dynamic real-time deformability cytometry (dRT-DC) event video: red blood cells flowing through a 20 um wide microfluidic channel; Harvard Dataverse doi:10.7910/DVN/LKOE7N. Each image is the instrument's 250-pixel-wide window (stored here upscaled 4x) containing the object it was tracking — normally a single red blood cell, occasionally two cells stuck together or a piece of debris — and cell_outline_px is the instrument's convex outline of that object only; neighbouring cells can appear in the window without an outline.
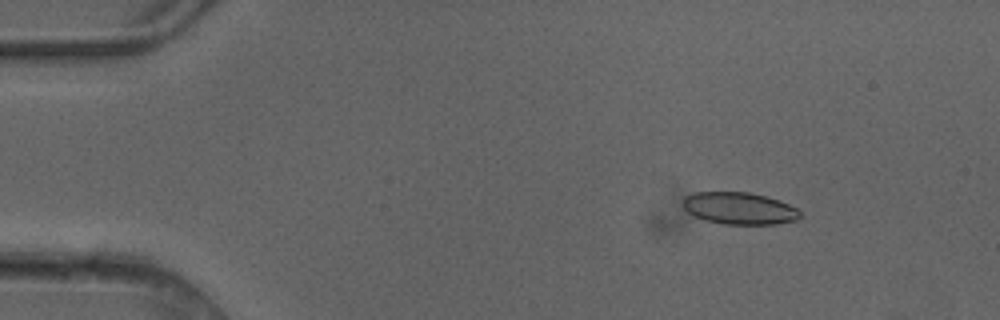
{"species": "common noctule bat (a hibernating species)", "species_latin": "Nyctalus noctula", "temperature_condition": "cold", "stored_images_in_passage": 4, "camera_frame_rate_fps": 3000, "um_per_image_px": 0.085, "animal": {"sex": "female"}, "frame": {"image": 1, "passage_image": 2, "time_ms": 0.333, "image_size_px": [1000, 320], "cell_outline_px": [[800, 216], [796, 220], [776, 224], [724, 224], [708, 220], [696, 216], [688, 212], [684, 208], [684, 196], [696, 192], [748, 192], [764, 196], [788, 204], [796, 208], [800, 212]], "centroid_in_image_um": [62.84, 17.71], "position_along_channel_um": 22.2, "area_um2": 21.5}}
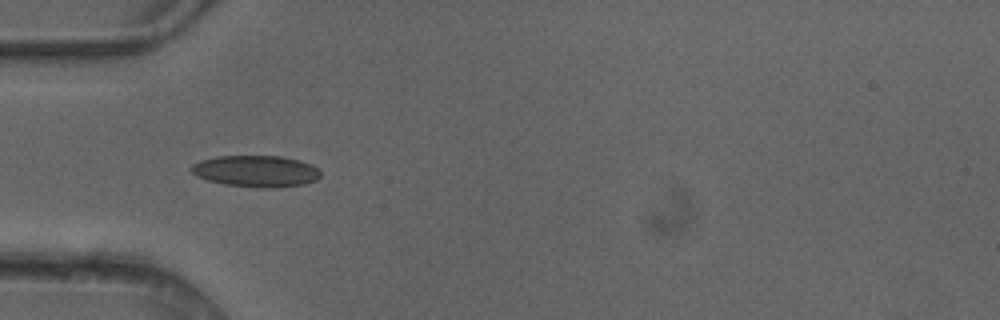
{"frame": {"image": 2, "passage_image": 4, "time_ms": 1.0, "image_size_px": [1000, 320], "cell_outline_px": [[320, 176], [316, 180], [304, 184], [276, 188], [260, 188], [224, 184], [208, 180], [196, 176], [192, 172], [192, 164], [200, 160], [216, 156], [280, 156], [300, 160], [312, 164], [320, 172]], "centroid_in_image_um": [21.77, 14.55], "position_along_channel_um": 63.2, "area_um2": 23.81}}